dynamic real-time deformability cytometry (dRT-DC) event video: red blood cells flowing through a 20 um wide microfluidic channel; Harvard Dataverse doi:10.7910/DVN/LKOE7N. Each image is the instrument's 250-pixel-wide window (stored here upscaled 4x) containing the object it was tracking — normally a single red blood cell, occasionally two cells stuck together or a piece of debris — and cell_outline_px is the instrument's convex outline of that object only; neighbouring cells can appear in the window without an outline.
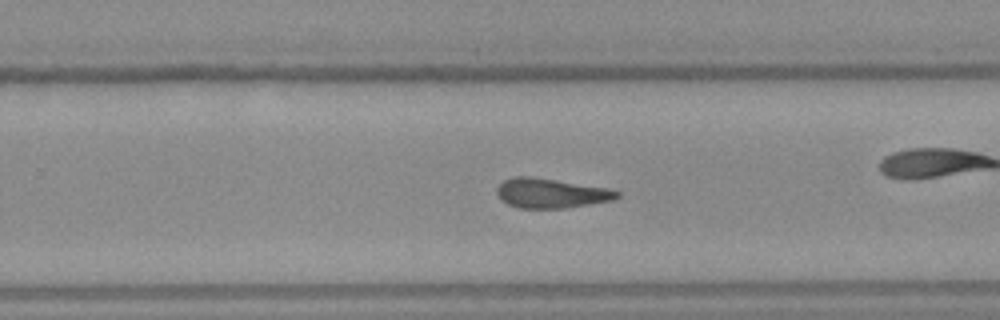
{"species": "Egyptian fruit bat (a non-hibernating species)", "species_latin": "Rousettus aegyptiacus", "temperature_condition": "warm", "stored_images_in_passage": 41, "camera_frame_rate_fps": 3000, "um_per_image_px": 0.085, "frame": {"image": 1, "passage_image": 24, "time_ms": 7.667, "image_size_px": [1000, 320], "cell_outline_px": [[620, 196], [612, 200], [564, 208], [520, 208], [508, 204], [500, 200], [496, 192], [496, 188], [504, 180], [512, 176], [528, 176], [556, 180], [608, 188], [620, 192]], "centroid_in_image_um": [46.79, 16.42], "position_along_channel_um": 283.0, "area_um2": 20.63}}